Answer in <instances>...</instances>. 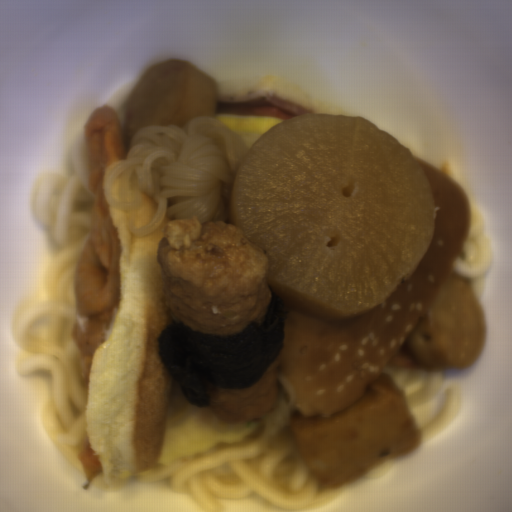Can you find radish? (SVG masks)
<instances>
[{
  "label": "radish",
  "mask_w": 512,
  "mask_h": 512,
  "mask_svg": "<svg viewBox=\"0 0 512 512\" xmlns=\"http://www.w3.org/2000/svg\"><path fill=\"white\" fill-rule=\"evenodd\" d=\"M229 203V221L267 253L264 282L322 322L381 306L435 236L422 166L358 115L308 113L265 131L244 154Z\"/></svg>",
  "instance_id": "1"
}]
</instances>
